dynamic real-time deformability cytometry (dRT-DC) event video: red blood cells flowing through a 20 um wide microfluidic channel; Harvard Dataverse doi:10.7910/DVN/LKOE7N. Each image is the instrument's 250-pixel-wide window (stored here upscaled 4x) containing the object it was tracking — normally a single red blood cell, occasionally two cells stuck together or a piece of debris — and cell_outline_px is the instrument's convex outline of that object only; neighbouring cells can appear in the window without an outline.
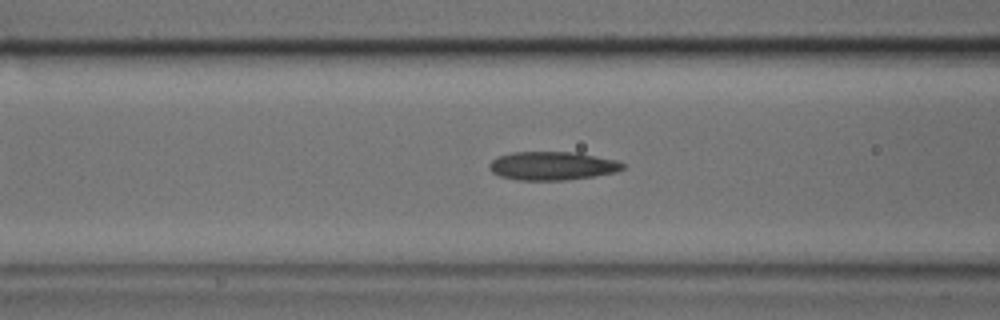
{"species": "common noctule bat (a hibernating species)", "species_latin": "Nyctalus noctula", "temperature_condition": "cold", "stored_images_in_passage": 30, "camera_frame_rate_fps": 3000, "um_per_image_px": 0.085, "animal": {"sex": "male", "body_mass_g": 17.9, "forearm_length_mm": 54.2}, "frame": {"image": 1, "passage_image": 9, "time_ms": 2.667, "image_size_px": [1000, 320], "cell_outline_px": [[628, 164], [624, 168], [616, 172], [592, 176], [564, 180], [516, 180], [500, 176], [492, 172], [488, 168], [488, 164], [496, 156], [512, 152], [576, 152], [616, 160]], "centroid_in_image_um": [46.92, 14.09], "position_along_channel_um": 119.7, "area_um2": 22.31}}
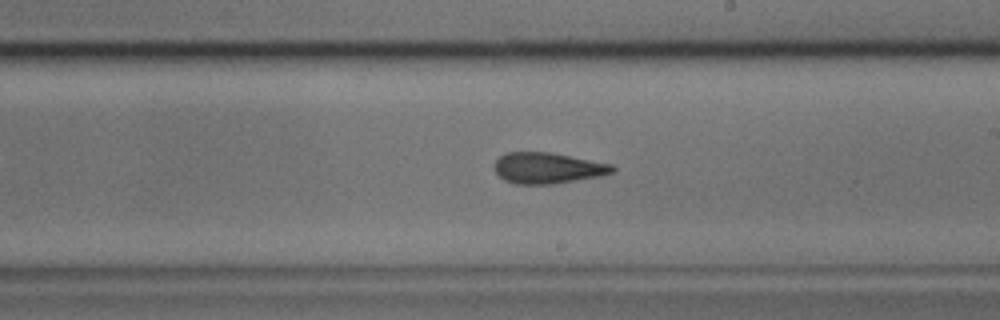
{"frame": {"image": 2, "passage_image": 18, "time_ms": 5.667, "image_size_px": [1000, 320], "cell_outline_px": [[616, 168], [612, 172], [600, 176], [552, 184], [516, 184], [504, 180], [492, 168], [492, 164], [504, 152], [548, 152], [612, 164]], "centroid_in_image_um": [46.49, 14.28], "position_along_channel_um": 242.5, "area_um2": 21.27}}
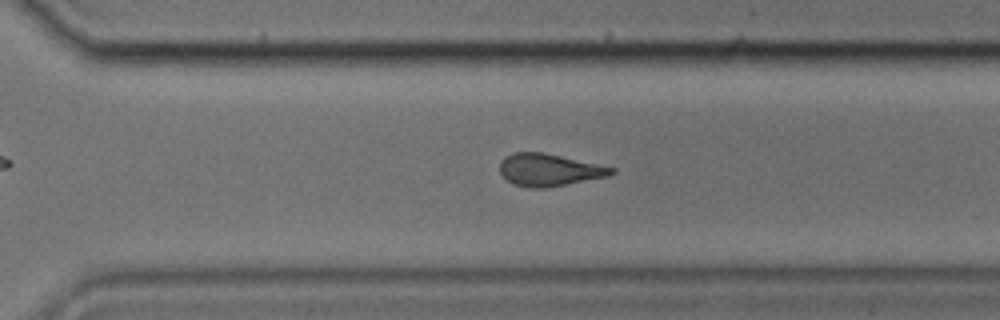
{"frame": {"image": 3, "passage_image": 24, "time_ms": 7.667, "image_size_px": [1000, 320], "cell_outline_px": [[616, 172], [608, 176], [544, 188], [528, 188], [512, 184], [500, 172], [500, 160], [504, 156], [512, 152], [544, 152], [616, 168]], "centroid_in_image_um": [46.65, 14.43], "position_along_channel_um": 324.0, "area_um2": 21.04}}